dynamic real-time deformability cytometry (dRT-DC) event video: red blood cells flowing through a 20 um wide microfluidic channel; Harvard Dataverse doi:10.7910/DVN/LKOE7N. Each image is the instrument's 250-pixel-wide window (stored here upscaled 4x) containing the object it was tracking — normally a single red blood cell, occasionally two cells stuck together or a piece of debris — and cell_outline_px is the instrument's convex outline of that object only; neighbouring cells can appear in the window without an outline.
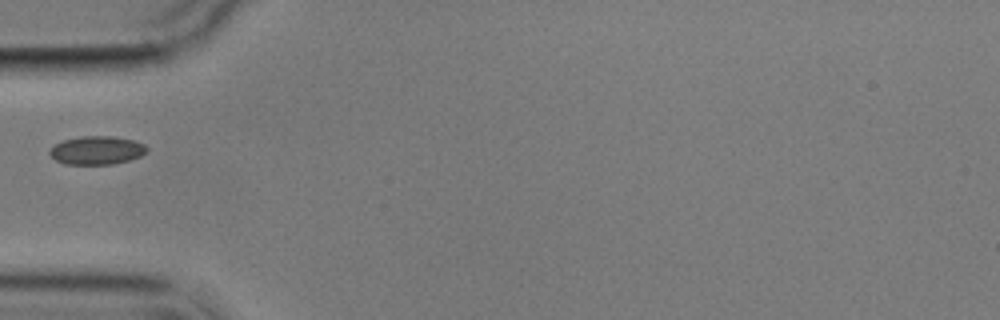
{"species": "common noctule bat (a hibernating species)", "species_latin": "Nyctalus noctula", "temperature_condition": "cold", "stored_images_in_passage": 5, "camera_frame_rate_fps": 3000, "um_per_image_px": 0.085, "animal": {"sex": "male", "body_mass_g": 17.9}, "frame": {"image": 1, "passage_image": 1, "time_ms": 0.0, "image_size_px": [1000, 320], "cell_outline_px": [[148, 152], [140, 156], [128, 160], [112, 164], [64, 164], [56, 160], [48, 152], [56, 144], [64, 140], [80, 136], [112, 136], [136, 140], [144, 144], [148, 148]], "centroid_in_image_um": [8.27, 12.77], "position_along_channel_um": 76.7, "area_um2": 16.07}}
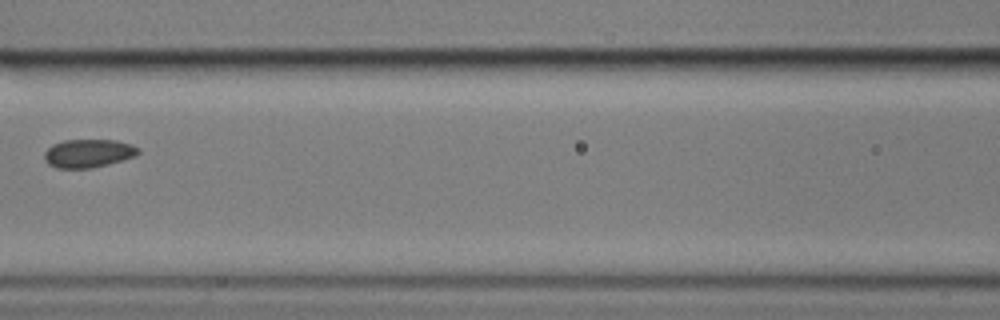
{"frame": {"image": 2, "passage_image": 3, "time_ms": 2.333, "image_size_px": [1000, 320], "cell_outline_px": [[140, 152], [136, 156], [108, 164], [92, 168], [56, 168], [48, 164], [44, 160], [44, 152], [52, 144], [64, 140], [116, 140], [132, 144], [140, 148]], "centroid_in_image_um": [7.51, 13.03], "position_along_channel_um": 159.1, "area_um2": 15.66}}
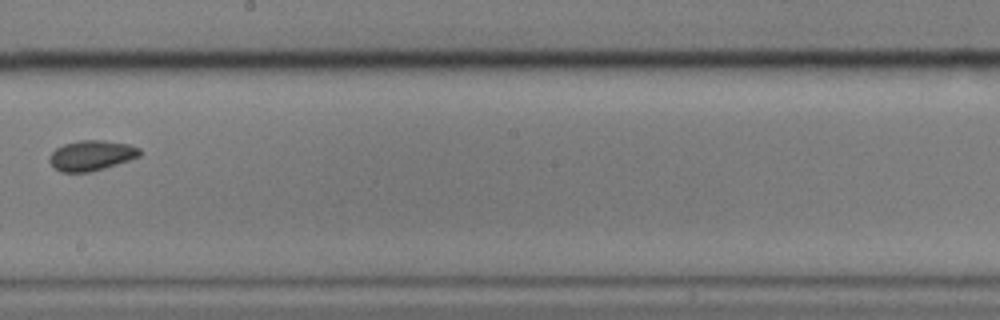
{"frame": {"image": 3, "passage_image": 5, "time_ms": 4.667, "image_size_px": [1000, 320], "cell_outline_px": [[140, 156], [104, 168], [88, 172], [60, 172], [48, 160], [52, 152], [56, 148], [64, 144], [80, 140], [104, 140], [128, 144], [140, 148]], "centroid_in_image_um": [7.76, 13.2], "position_along_channel_um": 240.4, "area_um2": 15.72}}